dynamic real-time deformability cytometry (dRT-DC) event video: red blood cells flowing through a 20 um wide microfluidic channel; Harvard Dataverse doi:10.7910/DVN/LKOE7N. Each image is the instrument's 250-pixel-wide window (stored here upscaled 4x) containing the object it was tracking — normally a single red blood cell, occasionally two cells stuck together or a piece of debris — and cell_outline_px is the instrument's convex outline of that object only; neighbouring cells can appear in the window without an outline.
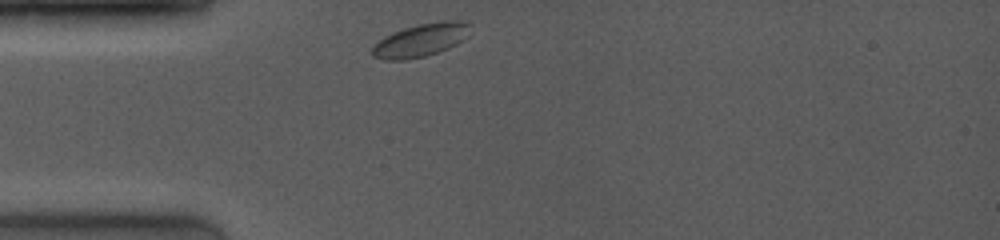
{"species": "common noctule bat (a hibernating species)", "species_latin": "Nyctalus noctula", "temperature_condition": "room temperature", "stored_images_in_passage": 2, "camera_frame_rate_fps": 4000, "um_per_image_px": 0.085, "animal": {"sex": "female", "body_mass_g": 19.0, "forearm_length_mm": 53.3}, "frame": {"image": 1, "passage_image": 1, "time_ms": 0.0, "image_size_px": [1000, 240], "cell_outline_px": [[472, 24], [468, 36], [464, 40], [448, 48], [424, 56], [404, 60], [384, 60], [372, 56], [372, 44], [384, 36], [392, 32], [404, 28], [420, 24], [440, 20], [460, 20]], "centroid_in_image_um": [35.77, 3.39], "position_along_channel_um": 49.2, "area_um2": 19.13}}